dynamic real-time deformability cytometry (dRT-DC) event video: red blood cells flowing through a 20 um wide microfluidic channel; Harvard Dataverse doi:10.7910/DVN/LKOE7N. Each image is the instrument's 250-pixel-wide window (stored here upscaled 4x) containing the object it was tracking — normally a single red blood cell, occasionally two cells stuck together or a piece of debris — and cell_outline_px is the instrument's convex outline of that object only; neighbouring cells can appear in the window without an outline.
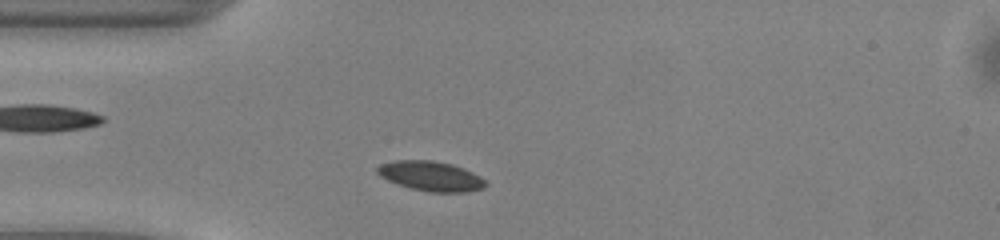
{"species": "common noctule bat (a hibernating species)", "species_latin": "Nyctalus noctula", "temperature_condition": "warm", "stored_images_in_passage": 41, "camera_frame_rate_fps": 3000, "um_per_image_px": 0.085, "animal": {"sex": "male", "body_mass_g": 13.0, "forearm_length_mm": 53.1}, "frame": {"image": 1, "passage_image": 4, "time_ms": 1.0, "image_size_px": [1000, 240], "cell_outline_px": [[488, 184], [484, 188], [468, 192], [432, 192], [412, 188], [388, 180], [380, 176], [376, 172], [376, 168], [380, 164], [396, 160], [432, 160], [452, 164], [464, 168], [480, 176]], "centroid_in_image_um": [36.64, 14.96], "position_along_channel_um": 48.4, "area_um2": 18.73}}
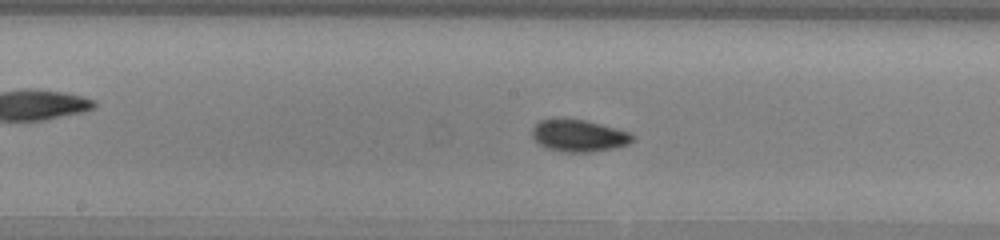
{"frame": {"image": 2, "passage_image": 16, "time_ms": 5.0, "image_size_px": [1000, 240], "cell_outline_px": [[636, 136], [628, 144], [612, 148], [588, 152], [564, 152], [544, 148], [532, 136], [532, 128], [540, 120], [564, 116], [584, 120], [632, 132]], "centroid_in_image_um": [49.17, 11.5], "position_along_channel_um": 199.0, "area_um2": 19.07}}
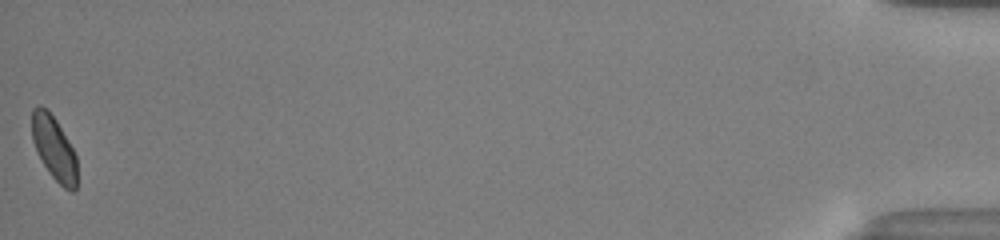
{"frame": {"image": 3, "passage_image": 41, "time_ms": 13.333, "image_size_px": [1000, 240], "cell_outline_px": [[76, 188], [72, 192], [64, 188], [52, 176], [36, 152], [32, 140], [32, 108], [40, 104], [48, 108], [56, 120], [68, 140], [76, 156]], "centroid_in_image_um": [4.57, 12.54], "position_along_channel_um": 430.6, "area_um2": 16.76}, "authors_computed_cell_mechanics": {"area_um2": 17.7446, "velocity_mm_per_s": 4.0516, "shape_relaxation_time_tau1_ms": 2.9894, "shape_relaxation_time_tau2_ms": 2.0467, "deformation_change_tau1": 0.0744, "deformation_change_tau2": 0.0544}}